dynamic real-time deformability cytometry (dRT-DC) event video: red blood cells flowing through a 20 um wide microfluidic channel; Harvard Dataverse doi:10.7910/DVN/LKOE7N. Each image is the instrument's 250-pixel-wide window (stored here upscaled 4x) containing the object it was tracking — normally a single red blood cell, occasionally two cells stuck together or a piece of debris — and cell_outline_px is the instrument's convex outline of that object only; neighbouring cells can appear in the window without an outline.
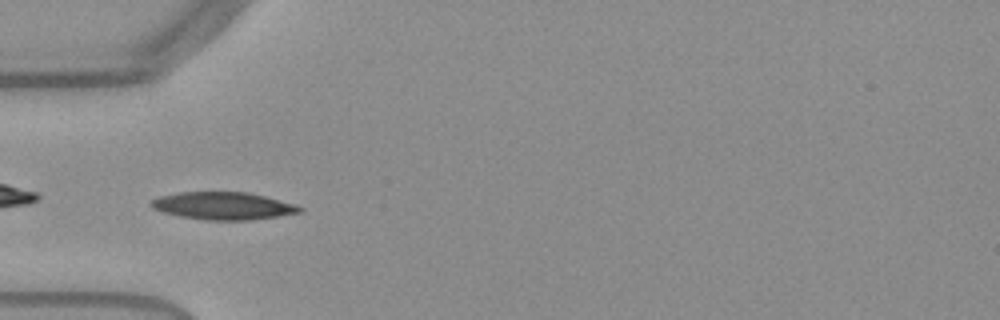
{"species": "Egyptian fruit bat (a non-hibernating species)", "species_latin": "Rousettus aegyptiacus", "temperature_condition": "warm", "stored_images_in_passage": 37, "camera_frame_rate_fps": 3000, "um_per_image_px": 0.085, "frame": {"image": 1, "passage_image": 1, "time_ms": 0.0, "image_size_px": [1000, 320], "cell_outline_px": [[304, 212], [252, 220], [208, 220], [180, 216], [164, 212], [152, 208], [148, 204], [152, 200], [160, 196], [180, 192], [248, 192], [296, 204], [304, 208]], "centroid_in_image_um": [19.01, 17.5], "position_along_channel_um": 66.0, "area_um2": 23.87}}
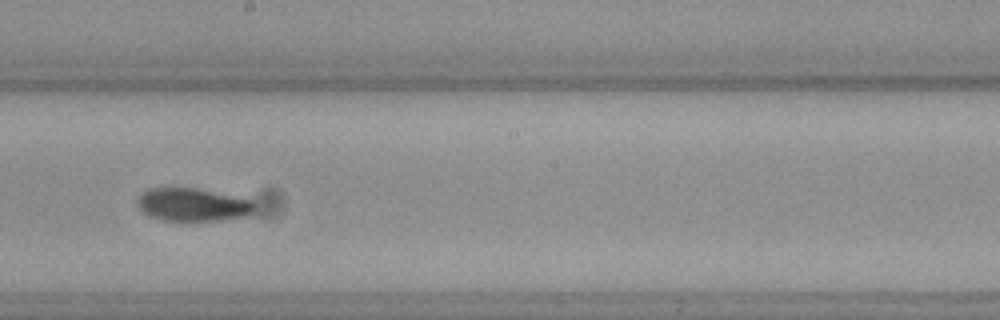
{"frame": {"image": 2, "passage_image": 14, "time_ms": 4.333, "image_size_px": [1000, 320], "cell_outline_px": [[256, 212], [248, 216], [220, 220], [164, 220], [148, 216], [140, 208], [136, 200], [148, 188], [196, 188], [252, 200], [256, 204]], "centroid_in_image_um": [16.43, 17.4], "position_along_channel_um": 231.8, "area_um2": 22.48}}
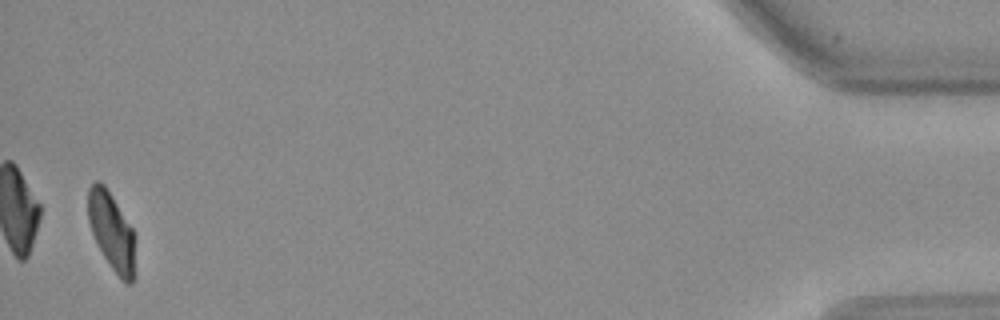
{"frame": {"image": 3, "passage_image": 36, "time_ms": 11.667, "image_size_px": [1000, 320], "cell_outline_px": [[132, 284], [128, 284], [112, 268], [104, 256], [92, 232], [88, 220], [88, 188], [96, 180], [100, 180], [104, 184], [112, 196], [132, 228]], "centroid_in_image_um": [9.42, 19.55], "position_along_channel_um": 425.8, "area_um2": 20.23}, "authors_computed_cell_mechanics": {"area_um2": 23.12, "velocity_mm_per_s": 3.8259, "shape_relaxation_time_tau1_ms": 4.4591, "shape_relaxation_time_tau2_ms": 1.9703, "deformation_change_tau1": 0.1726, "deformation_change_tau2": 0.0496}}